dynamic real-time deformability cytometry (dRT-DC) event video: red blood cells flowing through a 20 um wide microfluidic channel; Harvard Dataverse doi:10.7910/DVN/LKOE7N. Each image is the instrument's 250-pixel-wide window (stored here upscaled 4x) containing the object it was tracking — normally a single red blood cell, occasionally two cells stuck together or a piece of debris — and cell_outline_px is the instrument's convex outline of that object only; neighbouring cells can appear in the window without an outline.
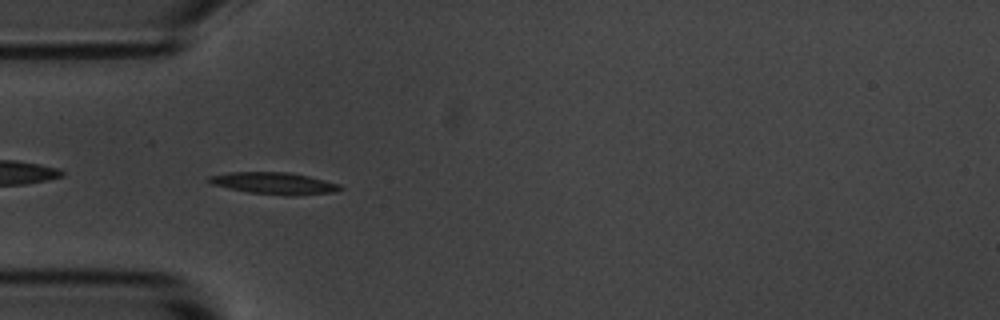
{"species": "common noctule bat (a hibernating species)", "species_latin": "Nyctalus noctula", "temperature_condition": "room temperature", "stored_images_in_passage": 6, "camera_frame_rate_fps": 3000, "um_per_image_px": 0.085, "animal": {"sex": "male", "body_mass_g": 20.1, "forearm_length_mm": 53.5}, "frame": {"image": 1, "passage_image": 5, "time_ms": 4.667, "image_size_px": [1000, 320], "cell_outline_px": [[344, 188], [336, 192], [288, 196], [284, 196], [248, 192], [228, 188], [212, 184], [208, 180], [208, 176], [228, 172], [288, 172], [308, 176], [340, 184]], "centroid_in_image_um": [23.32, 15.58], "position_along_channel_um": 61.7, "area_um2": 16.76}}